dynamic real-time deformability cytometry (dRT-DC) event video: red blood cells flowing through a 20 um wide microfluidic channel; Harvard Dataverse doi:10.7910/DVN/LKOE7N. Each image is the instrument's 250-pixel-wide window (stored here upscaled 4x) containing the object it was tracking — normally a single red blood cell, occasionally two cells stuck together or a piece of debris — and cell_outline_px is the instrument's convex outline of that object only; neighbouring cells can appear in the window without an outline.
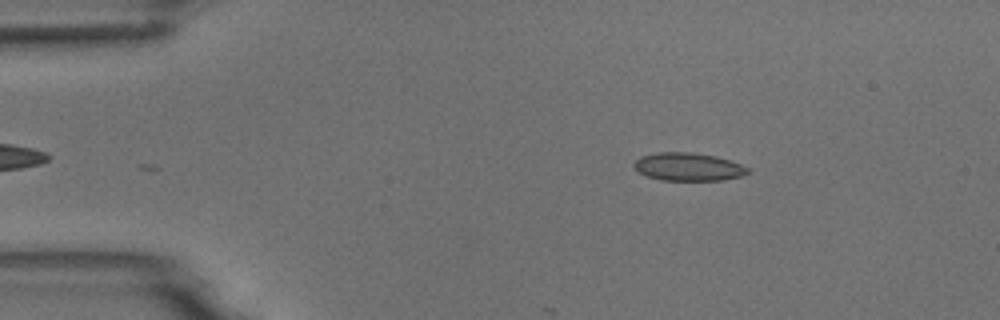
{"species": "common noctule bat (a hibernating species)", "species_latin": "Nyctalus noctula", "temperature_condition": "room temperature", "stored_images_in_passage": 2, "camera_frame_rate_fps": 3000, "um_per_image_px": 0.085, "animal": {"sex": "male", "body_mass_g": 18.8}, "frame": {"image": 1, "passage_image": 2, "time_ms": 1.333, "image_size_px": [1000, 320], "cell_outline_px": [[752, 172], [744, 176], [724, 180], [660, 180], [648, 176], [632, 168], [632, 164], [640, 156], [656, 152], [688, 152], [716, 156], [740, 164], [748, 168]], "centroid_in_image_um": [58.5, 14.18], "position_along_channel_um": 26.5, "area_um2": 18.73}}